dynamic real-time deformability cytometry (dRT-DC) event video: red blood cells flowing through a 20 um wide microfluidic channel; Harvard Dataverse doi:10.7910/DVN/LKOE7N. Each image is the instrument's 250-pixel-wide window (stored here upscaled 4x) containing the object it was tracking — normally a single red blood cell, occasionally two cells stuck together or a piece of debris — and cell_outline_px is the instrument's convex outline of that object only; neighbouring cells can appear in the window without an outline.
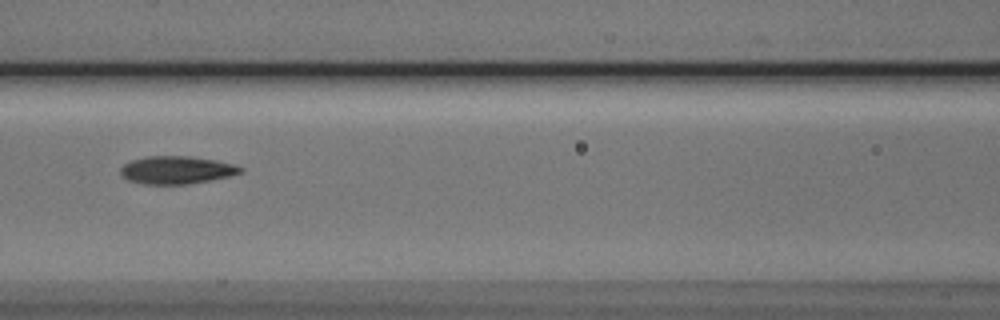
{"species": "Egyptian fruit bat (a non-hibernating species)", "species_latin": "Rousettus aegyptiacus", "temperature_condition": "cold", "stored_images_in_passage": 6, "camera_frame_rate_fps": 3000, "um_per_image_px": 0.085, "animal": {"sex": "male"}, "frame": {"image": 1, "passage_image": 4, "time_ms": 3.667, "image_size_px": [1000, 320], "cell_outline_px": [[244, 172], [228, 176], [188, 184], [144, 184], [128, 180], [120, 172], [120, 168], [124, 164], [132, 160], [148, 156], [188, 156], [216, 160], [232, 164], [244, 168]], "centroid_in_image_um": [15.01, 14.45], "position_along_channel_um": 151.6, "area_um2": 19.25}}
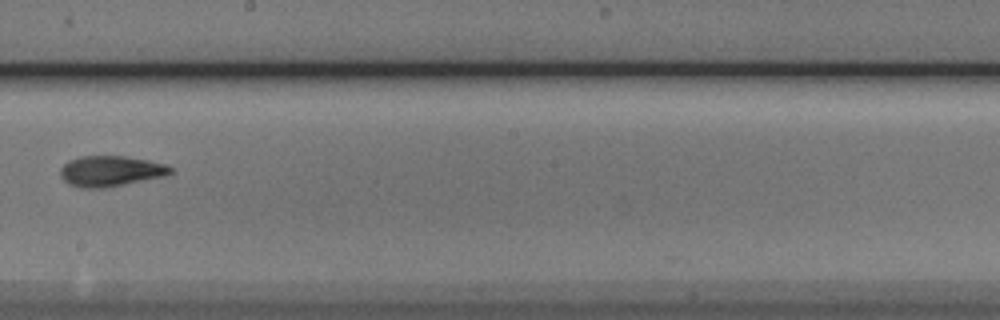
{"frame": {"image": 2, "passage_image": 6, "time_ms": 6.0, "image_size_px": [1000, 320], "cell_outline_px": [[172, 172], [164, 176], [104, 188], [80, 188], [68, 184], [60, 176], [60, 168], [68, 160], [80, 156], [124, 156], [148, 160], [168, 164], [172, 168]], "centroid_in_image_um": [9.38, 14.54], "position_along_channel_um": 238.8, "area_um2": 19.71}}